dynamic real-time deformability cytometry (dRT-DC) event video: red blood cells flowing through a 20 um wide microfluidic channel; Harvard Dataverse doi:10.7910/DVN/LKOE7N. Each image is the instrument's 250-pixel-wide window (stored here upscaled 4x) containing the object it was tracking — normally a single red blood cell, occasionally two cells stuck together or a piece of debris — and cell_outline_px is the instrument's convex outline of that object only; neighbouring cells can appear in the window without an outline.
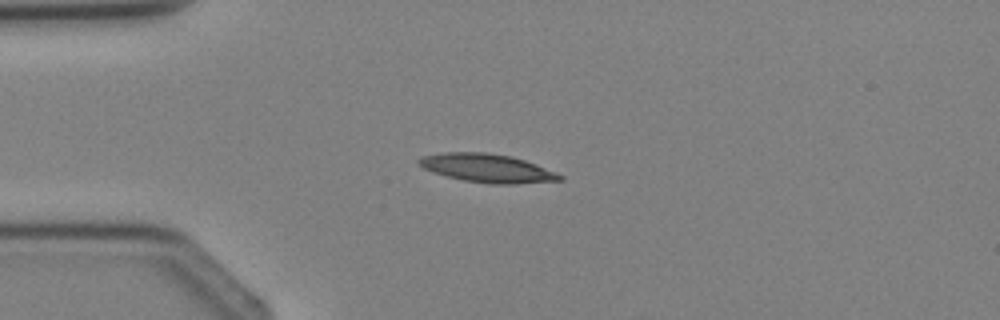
{"species": "Egyptian fruit bat (a non-hibernating species)", "species_latin": "Rousettus aegyptiacus", "temperature_condition": "cold", "stored_images_in_passage": 1, "camera_frame_rate_fps": 3000, "um_per_image_px": 0.085, "animal": {"sex": "female"}, "frame": {"image": 1, "passage_image": 1, "time_ms": 0.0, "image_size_px": [1000, 320], "cell_outline_px": [[564, 180], [516, 184], [488, 184], [464, 180], [432, 172], [416, 164], [416, 160], [424, 156], [444, 152], [488, 152], [512, 156], [536, 164], [556, 172], [564, 176]], "centroid_in_image_um": [41.43, 14.29], "position_along_channel_um": 43.6, "area_um2": 23.52}}